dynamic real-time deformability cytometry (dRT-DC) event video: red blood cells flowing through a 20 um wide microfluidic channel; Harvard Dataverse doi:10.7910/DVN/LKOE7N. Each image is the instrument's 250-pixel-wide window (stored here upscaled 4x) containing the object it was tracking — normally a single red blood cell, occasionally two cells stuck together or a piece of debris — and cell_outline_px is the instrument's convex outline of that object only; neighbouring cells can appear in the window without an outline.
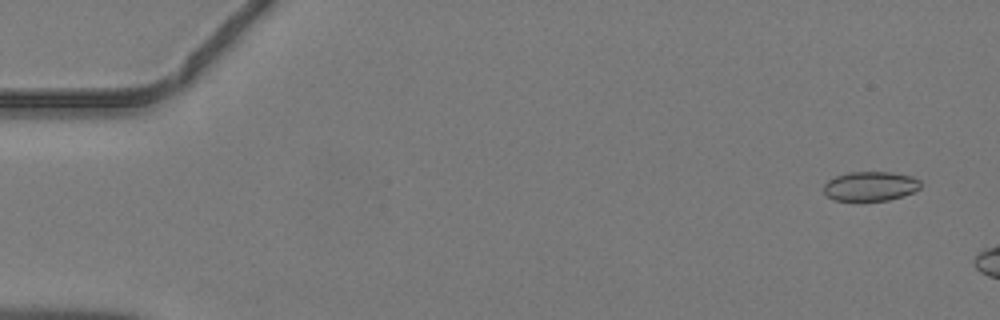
{"species": "common noctule bat (a hibernating species)", "species_latin": "Nyctalus noctula", "temperature_condition": "warm", "stored_images_in_passage": 8, "camera_frame_rate_fps": 3000, "um_per_image_px": 0.085, "animal": {"sex": "male", "body_mass_g": 19.2, "forearm_length_mm": 51.8}, "frame": {"image": 1, "passage_image": 3, "time_ms": 0.667, "image_size_px": [1000, 320], "cell_outline_px": [[920, 188], [904, 196], [888, 200], [836, 200], [828, 196], [824, 192], [824, 184], [828, 180], [836, 176], [848, 172], [892, 172], [912, 176], [920, 180]], "centroid_in_image_um": [74.0, 15.81], "position_along_channel_um": 11.0, "area_um2": 16.53}}